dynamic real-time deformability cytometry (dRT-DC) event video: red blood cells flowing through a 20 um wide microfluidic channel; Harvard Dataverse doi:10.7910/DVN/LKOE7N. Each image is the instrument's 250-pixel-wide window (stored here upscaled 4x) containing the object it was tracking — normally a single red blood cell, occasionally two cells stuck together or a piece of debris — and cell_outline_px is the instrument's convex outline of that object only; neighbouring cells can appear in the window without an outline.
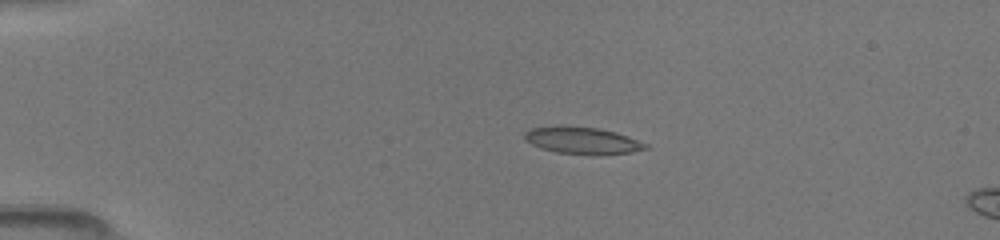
{"species": "common noctule bat (a hibernating species)", "species_latin": "Nyctalus noctula", "temperature_condition": "room temperature", "stored_images_in_passage": 13, "camera_frame_rate_fps": 3000, "um_per_image_px": 0.085, "animal": {"sex": "female", "body_mass_g": 19.5, "forearm_length_mm": 54.1}, "frame": {"image": 1, "passage_image": 8, "time_ms": 3.333, "image_size_px": [1000, 240], "cell_outline_px": [[648, 148], [632, 152], [596, 156], [592, 156], [556, 152], [540, 148], [524, 140], [524, 132], [532, 128], [556, 124], [564, 124], [596, 128], [616, 132], [628, 136], [648, 144]], "centroid_in_image_um": [49.47, 11.94], "position_along_channel_um": 35.5, "area_um2": 19.65}}
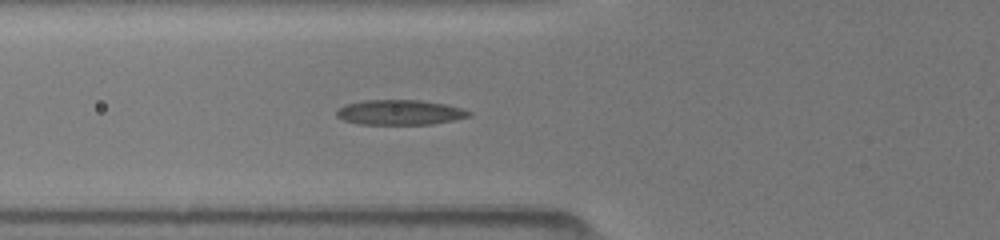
{"frame": {"image": 2, "passage_image": 13, "time_ms": 6.0, "image_size_px": [1000, 240], "cell_outline_px": [[472, 116], [432, 124], [360, 124], [344, 120], [336, 116], [336, 112], [344, 104], [364, 100], [420, 100], [444, 104], [464, 108], [472, 112]], "centroid_in_image_um": [34.01, 9.55], "position_along_channel_um": 91.8, "area_um2": 19.31}}